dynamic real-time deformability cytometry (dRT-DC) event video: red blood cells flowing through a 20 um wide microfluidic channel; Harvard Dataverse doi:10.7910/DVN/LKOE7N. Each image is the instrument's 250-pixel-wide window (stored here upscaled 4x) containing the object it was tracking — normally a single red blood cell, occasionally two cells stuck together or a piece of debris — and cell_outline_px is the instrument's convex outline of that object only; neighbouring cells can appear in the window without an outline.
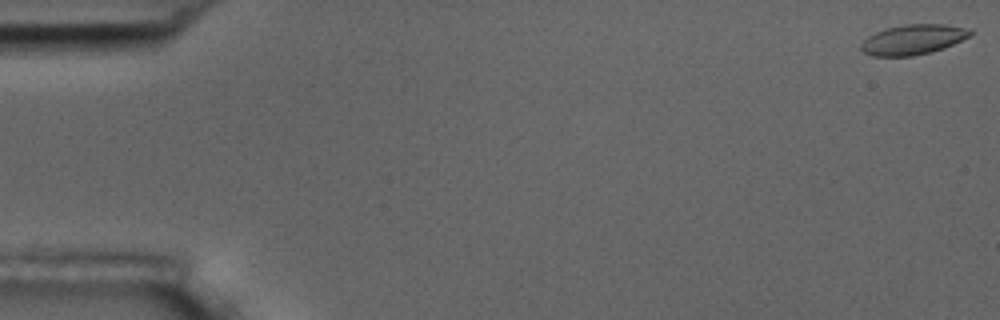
{"species": "common noctule bat (a hibernating species)", "species_latin": "Nyctalus noctula", "temperature_condition": "room temperature", "stored_images_in_passage": 6, "camera_frame_rate_fps": 3000, "um_per_image_px": 0.085, "animal": {"sex": "male", "body_mass_g": 17.5, "forearm_length_mm": 52.3}, "frame": {"image": 1, "passage_image": 1, "time_ms": 0.0, "image_size_px": [1000, 320], "cell_outline_px": [[972, 36], [944, 48], [912, 56], [872, 56], [864, 52], [860, 48], [860, 44], [868, 36], [884, 28], [904, 24], [944, 24], [964, 28], [972, 32]], "centroid_in_image_um": [77.58, 3.36], "position_along_channel_um": 7.4, "area_um2": 19.07}}